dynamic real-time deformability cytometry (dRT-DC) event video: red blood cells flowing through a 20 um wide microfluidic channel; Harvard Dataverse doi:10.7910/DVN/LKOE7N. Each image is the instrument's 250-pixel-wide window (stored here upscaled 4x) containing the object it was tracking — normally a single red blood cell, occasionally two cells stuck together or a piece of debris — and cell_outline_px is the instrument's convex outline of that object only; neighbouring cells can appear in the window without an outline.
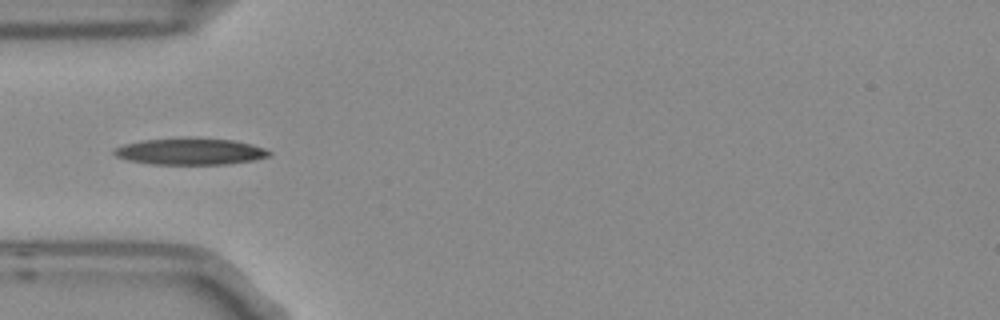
{"species": "Egyptian fruit bat (a non-hibernating species)", "species_latin": "Rousettus aegyptiacus", "temperature_condition": "room temperature", "stored_images_in_passage": 1, "camera_frame_rate_fps": 3000, "um_per_image_px": 0.085, "frame": {"image": 1, "passage_image": 1, "time_ms": 0.0, "image_size_px": [1000, 320], "cell_outline_px": [[272, 152], [268, 156], [252, 160], [224, 164], [152, 164], [128, 160], [116, 156], [112, 152], [116, 148], [124, 144], [144, 140], [232, 140], [252, 144], [264, 148]], "centroid_in_image_um": [16.17, 12.91], "position_along_channel_um": 68.8, "area_um2": 22.89}}